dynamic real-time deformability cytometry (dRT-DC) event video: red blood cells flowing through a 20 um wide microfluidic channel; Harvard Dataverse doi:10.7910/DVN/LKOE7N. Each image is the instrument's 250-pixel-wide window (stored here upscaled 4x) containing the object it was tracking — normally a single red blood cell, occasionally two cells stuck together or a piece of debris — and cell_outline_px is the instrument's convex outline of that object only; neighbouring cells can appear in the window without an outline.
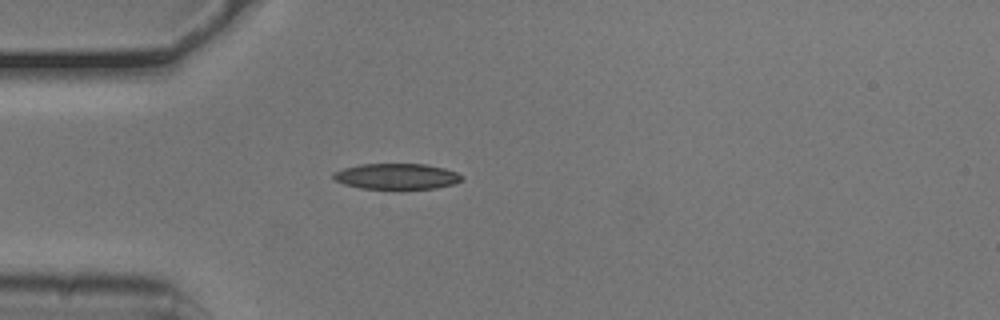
{"species": "common noctule bat (a hibernating species)", "species_latin": "Nyctalus noctula", "temperature_condition": "cold", "stored_images_in_passage": 39, "camera_frame_rate_fps": 3000, "um_per_image_px": 0.085, "animal": {"sex": "male", "body_mass_g": 20.5, "forearm_length_mm": 52.5}, "frame": {"image": 1, "passage_image": 7, "time_ms": 2.0, "image_size_px": [1000, 320], "cell_outline_px": [[464, 180], [456, 184], [436, 188], [360, 188], [344, 184], [336, 180], [332, 176], [332, 172], [344, 168], [360, 164], [424, 164], [444, 168], [456, 172], [464, 176]], "centroid_in_image_um": [33.75, 14.98], "position_along_channel_um": 51.3, "area_um2": 19.25}}
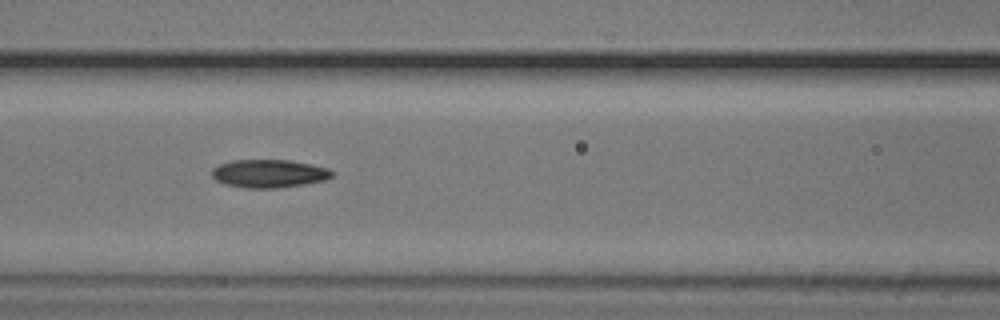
{"frame": {"image": 2, "passage_image": 15, "time_ms": 4.667, "image_size_px": [1000, 320], "cell_outline_px": [[336, 172], [332, 176], [324, 180], [304, 184], [276, 188], [248, 188], [224, 184], [216, 180], [212, 176], [212, 168], [220, 164], [232, 160], [288, 160], [328, 168]], "centroid_in_image_um": [22.85, 14.75], "position_along_channel_um": 143.7, "area_um2": 19.59}}
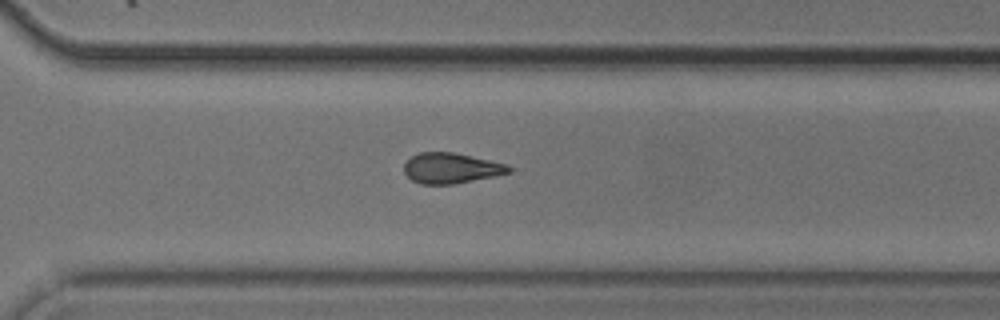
{"frame": {"image": 3, "passage_image": 30, "time_ms": 9.667, "image_size_px": [1000, 320], "cell_outline_px": [[512, 172], [496, 176], [456, 184], [420, 184], [412, 180], [404, 172], [404, 164], [412, 156], [420, 152], [452, 152], [472, 156], [508, 164], [512, 168]], "centroid_in_image_um": [38.38, 14.3], "position_along_channel_um": 332.2, "area_um2": 18.73}, "authors_computed_cell_mechanics": {"area_um2": 19.2474, "velocity_mm_per_s": 3.7822, "shape_relaxation_time_tau1_ms": 7.7116, "shape_relaxation_time_tau2_ms": 10.309, "deformation_change_tau1": 0.1616, "deformation_change_tau2": 0.2082}}